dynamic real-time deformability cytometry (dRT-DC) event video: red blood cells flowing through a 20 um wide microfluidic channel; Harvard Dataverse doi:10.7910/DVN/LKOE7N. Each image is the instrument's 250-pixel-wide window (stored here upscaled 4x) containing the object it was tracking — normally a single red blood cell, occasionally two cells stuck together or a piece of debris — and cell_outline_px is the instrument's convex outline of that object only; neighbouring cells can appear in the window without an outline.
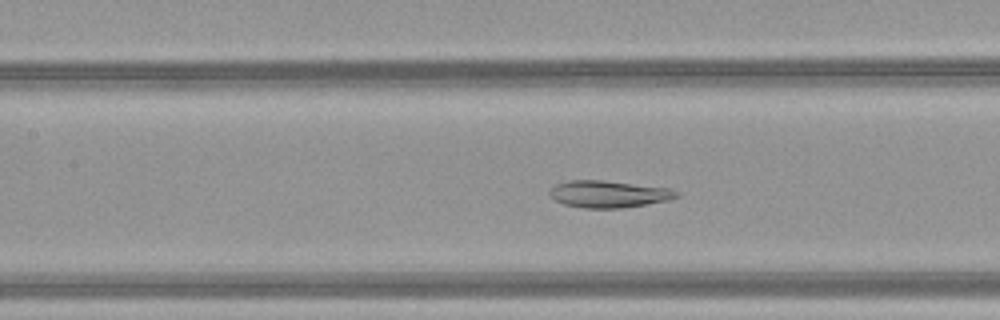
{"species": "common noctule bat (a hibernating species)", "species_latin": "Nyctalus noctula", "temperature_condition": "warm", "stored_images_in_passage": 45, "camera_frame_rate_fps": 3000, "um_per_image_px": 0.085, "animal": {"sex": "female", "body_mass_g": 21.9}, "frame": {"image": 1, "passage_image": 19, "time_ms": 6.0, "image_size_px": [1000, 320], "cell_outline_px": [[680, 196], [668, 200], [648, 204], [620, 208], [584, 208], [564, 204], [556, 200], [548, 192], [556, 184], [568, 180], [604, 180], [672, 188], [680, 192]], "centroid_in_image_um": [51.79, 16.49], "position_along_channel_um": 155.6, "area_um2": 20.06}}
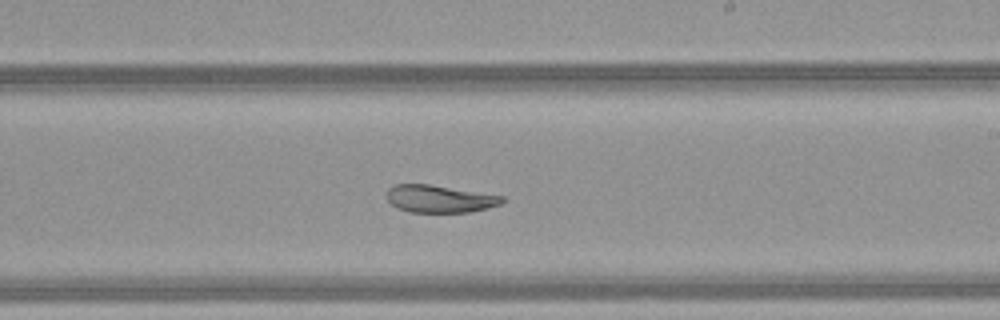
{"frame": {"image": 2, "passage_image": 26, "time_ms": 8.333, "image_size_px": [1000, 320], "cell_outline_px": [[508, 200], [500, 204], [468, 212], [408, 212], [396, 208], [388, 200], [388, 188], [392, 184], [428, 184], [504, 196]], "centroid_in_image_um": [37.35, 16.9], "position_along_channel_um": 251.6, "area_um2": 18.38}}
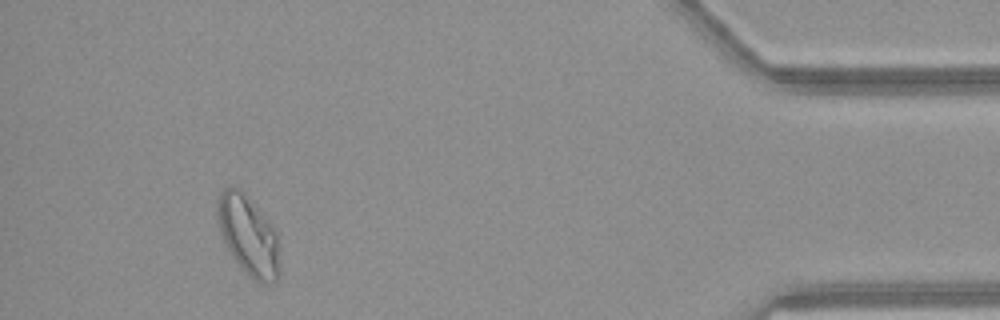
{"frame": {"image": 3, "passage_image": 42, "time_ms": 13.667, "image_size_px": [1000, 320], "cell_outline_px": [[280, 276], [276, 280], [264, 284], [248, 276], [244, 272], [232, 256], [224, 244], [216, 224], [216, 200], [220, 192], [224, 188], [232, 184], [240, 188], [252, 200], [276, 228], [280, 268]], "centroid_in_image_um": [21.08, 19.96], "position_along_channel_um": 414.1, "area_um2": 29.88}, "authors_computed_cell_mechanics": {"area_um2": 24.7384, "velocity_mm_per_s": 4.1309, "shape_relaxation_time_tau1_ms": 8.5984, "shape_relaxation_time_tau2_ms": 2.5799, "deformation_change_tau1": 0.2027, "deformation_change_tau2": 0.0511}}